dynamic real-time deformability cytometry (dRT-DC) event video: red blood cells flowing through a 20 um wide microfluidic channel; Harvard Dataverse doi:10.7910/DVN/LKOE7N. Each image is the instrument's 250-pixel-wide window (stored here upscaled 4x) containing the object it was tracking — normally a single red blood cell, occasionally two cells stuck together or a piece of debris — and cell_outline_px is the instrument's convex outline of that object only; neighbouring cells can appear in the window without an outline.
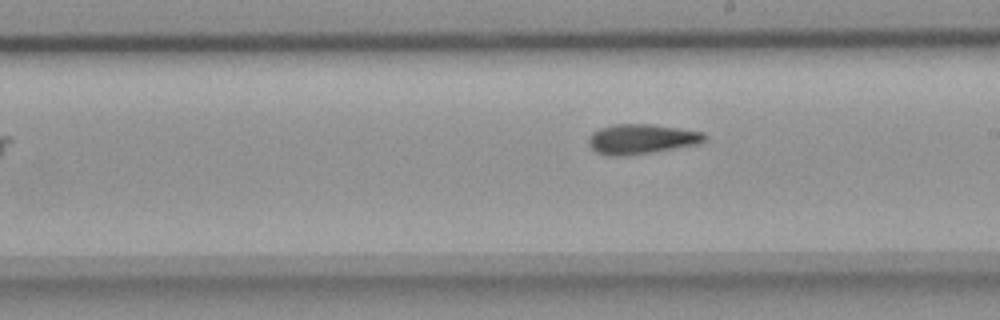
{"species": "common noctule bat (a hibernating species)", "species_latin": "Nyctalus noctula", "temperature_condition": "room temperature", "stored_images_in_passage": 9, "camera_frame_rate_fps": 3000, "um_per_image_px": 0.085, "animal": {"sex": "female", "body_mass_g": 18.4}, "frame": {"image": 1, "passage_image": 9, "time_ms": 2.667, "image_size_px": [1000, 320], "cell_outline_px": [[708, 136], [704, 140], [696, 144], [624, 156], [608, 156], [596, 152], [588, 144], [588, 136], [592, 132], [600, 128], [612, 124], [652, 124], [704, 132]], "centroid_in_image_um": [54.46, 11.8], "position_along_channel_um": 234.5, "area_um2": 20.06}}